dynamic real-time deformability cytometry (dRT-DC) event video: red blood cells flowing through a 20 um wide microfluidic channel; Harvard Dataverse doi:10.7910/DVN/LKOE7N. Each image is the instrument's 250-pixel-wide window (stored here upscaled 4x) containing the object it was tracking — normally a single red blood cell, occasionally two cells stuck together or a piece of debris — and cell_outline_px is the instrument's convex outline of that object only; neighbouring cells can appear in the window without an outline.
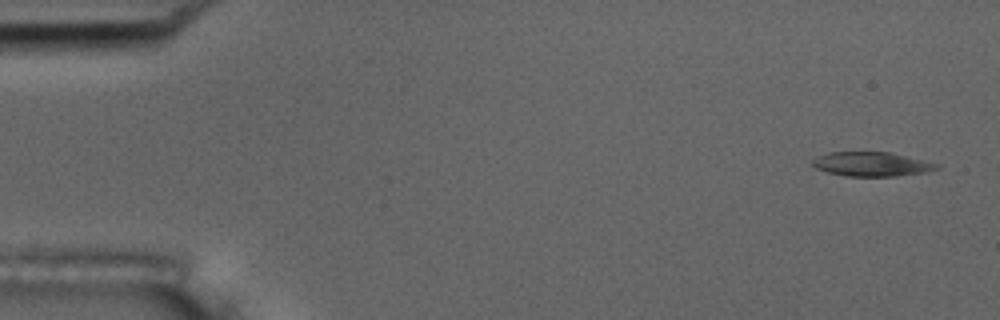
{"species": "common noctule bat (a hibernating species)", "species_latin": "Nyctalus noctula", "temperature_condition": "room temperature", "stored_images_in_passage": 55, "camera_frame_rate_fps": 3000, "um_per_image_px": 0.085, "animal": {"sex": "male", "body_mass_g": 17.5, "forearm_length_mm": 52.3}, "frame": {"image": 1, "passage_image": 2, "time_ms": 0.333, "image_size_px": [1000, 320], "cell_outline_px": [[940, 168], [924, 172], [896, 176], [848, 176], [828, 172], [816, 168], [812, 164], [812, 160], [816, 156], [828, 152], [888, 152], [940, 164]], "centroid_in_image_um": [74.06, 13.95], "position_along_channel_um": 10.9, "area_um2": 17.4}}
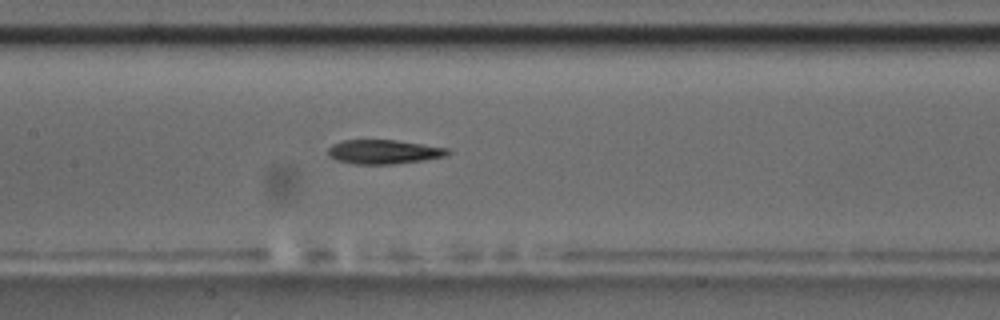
{"frame": {"image": 2, "passage_image": 26, "time_ms": 8.333, "image_size_px": [1000, 320], "cell_outline_px": [[452, 152], [448, 156], [424, 160], [392, 164], [356, 164], [340, 160], [328, 156], [328, 148], [332, 144], [344, 140], [396, 140], [448, 148]], "centroid_in_image_um": [32.66, 12.9], "position_along_channel_um": 174.7, "area_um2": 16.82}}
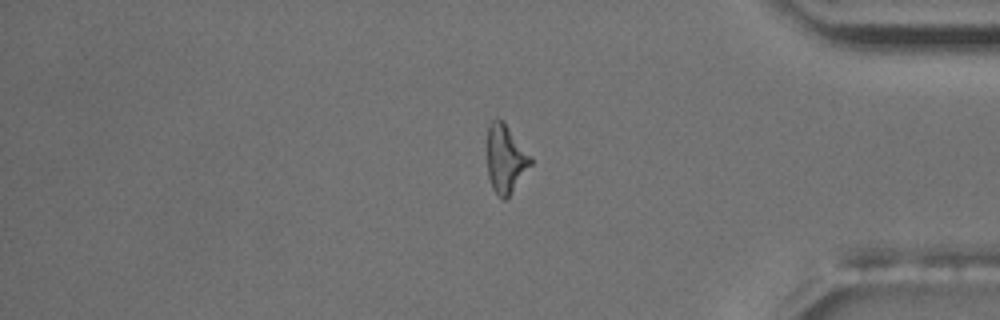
{"frame": {"image": 3, "passage_image": 46, "time_ms": 15.0, "image_size_px": [1000, 320], "cell_outline_px": [[532, 164], [508, 196], [504, 200], [492, 188], [488, 176], [488, 124], [496, 116], [504, 120], [532, 156]], "centroid_in_image_um": [42.98, 13.42], "position_along_channel_um": 392.2, "area_um2": 17.34}, "authors_computed_cell_mechanics": {"area_um2": 17.5134, "velocity_mm_per_s": 3.623, "shape_relaxation_time_tau1_ms": 4.4535, "shape_relaxation_time_tau2_ms": 5.3735, "deformation_change_tau1": 0.1758, "deformation_change_tau2": 0.1661}}